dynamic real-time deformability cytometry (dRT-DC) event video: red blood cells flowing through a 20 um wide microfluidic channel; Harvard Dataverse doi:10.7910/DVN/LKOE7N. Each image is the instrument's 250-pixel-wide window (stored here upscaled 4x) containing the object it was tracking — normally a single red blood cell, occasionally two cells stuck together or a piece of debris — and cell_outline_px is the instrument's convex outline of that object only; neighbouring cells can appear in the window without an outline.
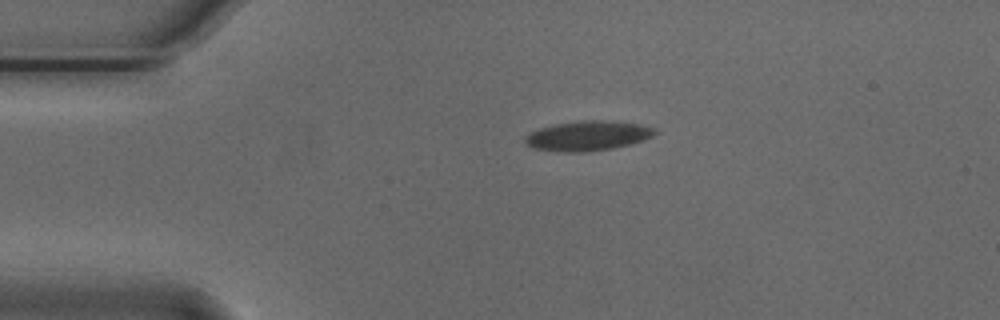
{"species": "Egyptian fruit bat (a non-hibernating species)", "species_latin": "Rousettus aegyptiacus", "temperature_condition": "cold", "stored_images_in_passage": 44, "camera_frame_rate_fps": 3000, "um_per_image_px": 0.085, "animal": {"sex": "male"}, "frame": {"image": 1, "passage_image": 1, "time_ms": 0.0, "image_size_px": [1000, 320], "cell_outline_px": [[656, 132], [652, 136], [644, 140], [612, 148], [584, 152], [564, 152], [532, 148], [524, 140], [532, 132], [540, 128], [556, 124], [580, 120], [604, 120], [636, 124], [652, 128]], "centroid_in_image_um": [49.94, 11.54], "position_along_channel_um": 35.1, "area_um2": 22.02}}
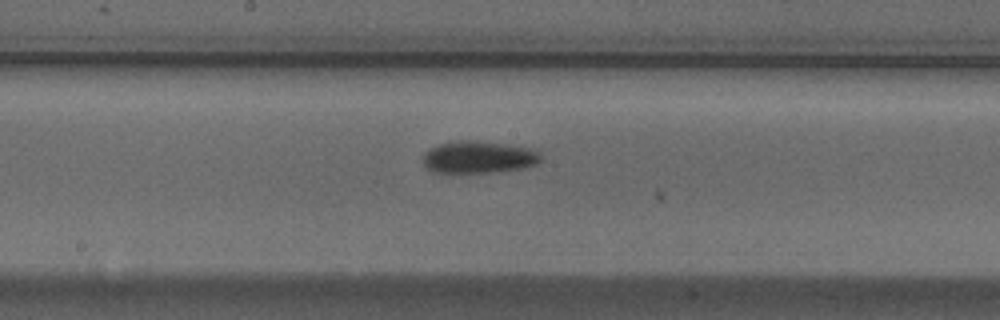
{"frame": {"image": 2, "passage_image": 18, "time_ms": 5.667, "image_size_px": [1000, 320], "cell_outline_px": [[544, 160], [536, 164], [524, 168], [496, 172], [432, 172], [424, 168], [424, 152], [428, 148], [440, 144], [456, 140], [468, 140], [504, 144], [532, 148], [540, 152], [544, 156]], "centroid_in_image_um": [40.72, 13.36], "position_along_channel_um": 207.5, "area_um2": 22.37}}
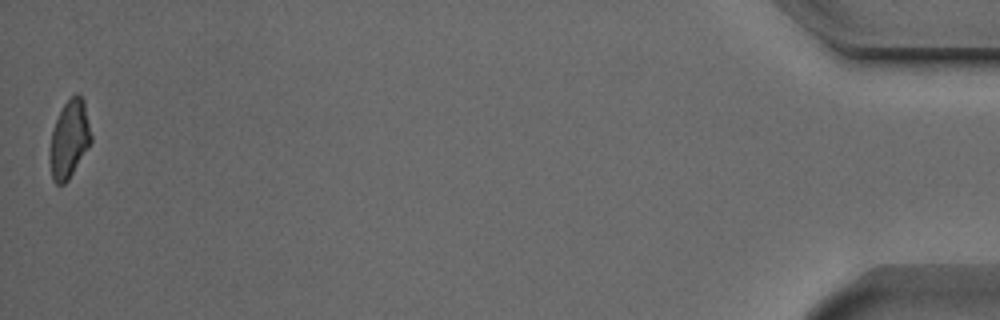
{"frame": {"image": 3, "passage_image": 44, "time_ms": 14.333, "image_size_px": [1000, 320], "cell_outline_px": [[92, 140], [88, 148], [68, 180], [64, 184], [56, 184], [52, 180], [48, 160], [52, 132], [56, 120], [64, 104], [76, 92], [84, 100], [92, 136]], "centroid_in_image_um": [5.88, 11.86], "position_along_channel_um": 429.3, "area_um2": 18.73}, "authors_computed_cell_mechanics": {"area_um2": 21.0392, "velocity_mm_per_s": 3.71, "shape_relaxation_time_tau1_ms": 3.8853, "shape_relaxation_time_tau2_ms": null, "deformation_change_tau1": 0.1161, "deformation_change_tau2": null}}